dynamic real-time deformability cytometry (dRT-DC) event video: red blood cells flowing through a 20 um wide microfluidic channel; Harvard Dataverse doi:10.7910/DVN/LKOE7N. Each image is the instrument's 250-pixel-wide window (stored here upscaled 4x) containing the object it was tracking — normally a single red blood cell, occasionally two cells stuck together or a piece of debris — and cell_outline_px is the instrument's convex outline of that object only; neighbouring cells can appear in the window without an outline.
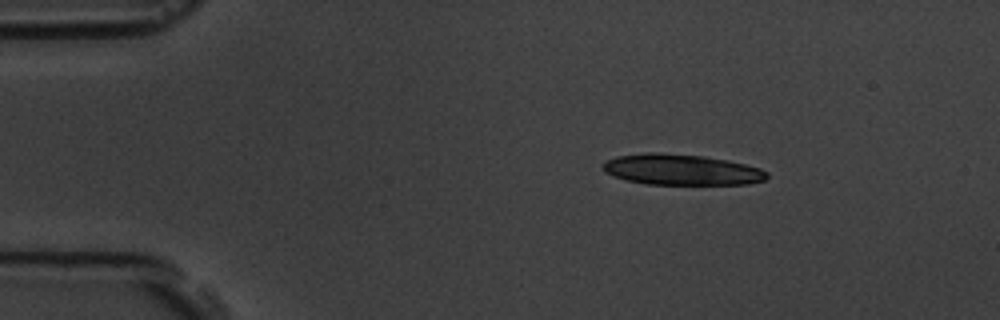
{"species": "common noctule bat (a hibernating species)", "species_latin": "Nyctalus noctula", "temperature_condition": "room temperature", "stored_images_in_passage": 11, "camera_frame_rate_fps": 3000, "um_per_image_px": 0.085, "animal": {"sex": "male", "body_mass_g": 19.5, "forearm_length_mm": 54.6}, "frame": {"image": 1, "passage_image": 11, "time_ms": 3.333, "image_size_px": [1000, 320], "cell_outline_px": [[768, 176], [764, 180], [748, 184], [648, 184], [628, 180], [604, 172], [604, 160], [616, 156], [648, 152], [660, 152], [704, 156], [728, 160], [760, 168], [768, 172]], "centroid_in_image_um": [57.93, 14.41], "position_along_channel_um": 27.1, "area_um2": 29.36}}